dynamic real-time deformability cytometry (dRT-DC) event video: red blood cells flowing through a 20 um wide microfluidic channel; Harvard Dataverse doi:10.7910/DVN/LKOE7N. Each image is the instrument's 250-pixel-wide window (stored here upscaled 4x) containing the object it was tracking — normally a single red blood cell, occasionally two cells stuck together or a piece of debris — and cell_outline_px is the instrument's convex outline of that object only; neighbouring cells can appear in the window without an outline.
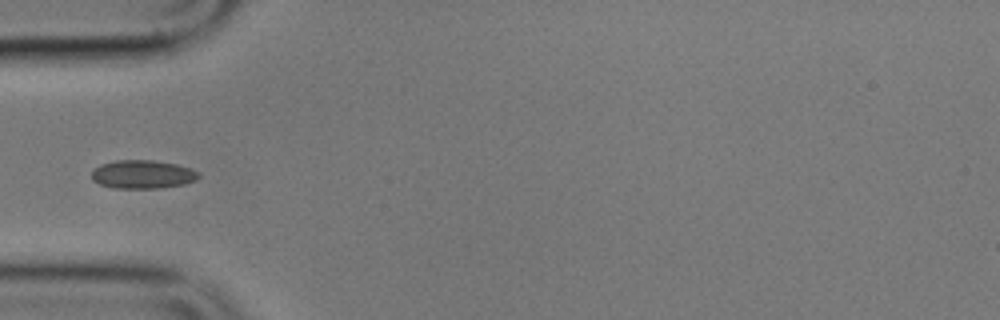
{"species": "common noctule bat (a hibernating species)", "species_latin": "Nyctalus noctula", "temperature_condition": "cold", "stored_images_in_passage": 11, "camera_frame_rate_fps": 3000, "um_per_image_px": 0.085, "animal": {"sex": "male", "body_mass_g": 17.9}, "frame": {"image": 1, "passage_image": 1, "time_ms": 0.0, "image_size_px": [1000, 320], "cell_outline_px": [[200, 176], [196, 180], [184, 184], [160, 188], [112, 188], [100, 184], [92, 180], [92, 172], [100, 164], [116, 160], [152, 160], [176, 164], [192, 168], [200, 172]], "centroid_in_image_um": [12.15, 14.82], "position_along_channel_um": 72.9, "area_um2": 17.86}}
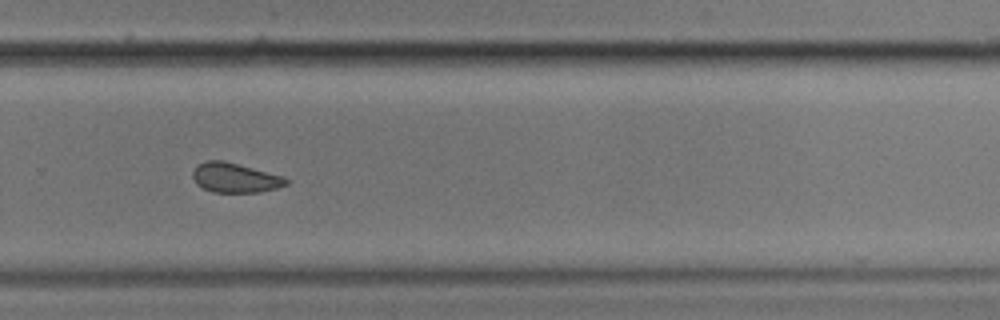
{"frame": {"image": 2, "passage_image": 7, "time_ms": 7.0, "image_size_px": [1000, 320], "cell_outline_px": [[288, 184], [276, 188], [260, 192], [212, 192], [196, 184], [192, 176], [192, 172], [196, 164], [208, 160], [224, 160], [284, 176], [288, 180]], "centroid_in_image_um": [19.96, 15.1], "position_along_channel_um": 309.8, "area_um2": 16.24}}
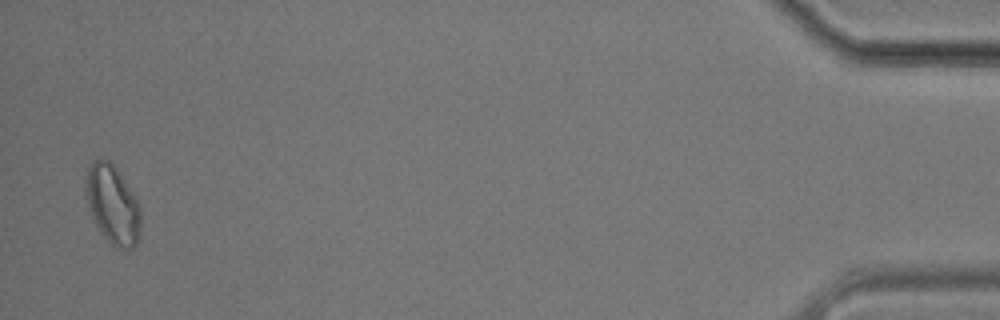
{"frame": {"image": 3, "passage_image": 11, "time_ms": 13.0, "image_size_px": [1000, 320], "cell_outline_px": [[140, 236], [136, 244], [132, 248], [116, 248], [100, 232], [92, 216], [88, 200], [88, 168], [92, 160], [108, 160], [116, 168], [140, 204]], "centroid_in_image_um": [9.63, 17.43], "position_along_channel_um": 425.6, "area_um2": 24.45}}